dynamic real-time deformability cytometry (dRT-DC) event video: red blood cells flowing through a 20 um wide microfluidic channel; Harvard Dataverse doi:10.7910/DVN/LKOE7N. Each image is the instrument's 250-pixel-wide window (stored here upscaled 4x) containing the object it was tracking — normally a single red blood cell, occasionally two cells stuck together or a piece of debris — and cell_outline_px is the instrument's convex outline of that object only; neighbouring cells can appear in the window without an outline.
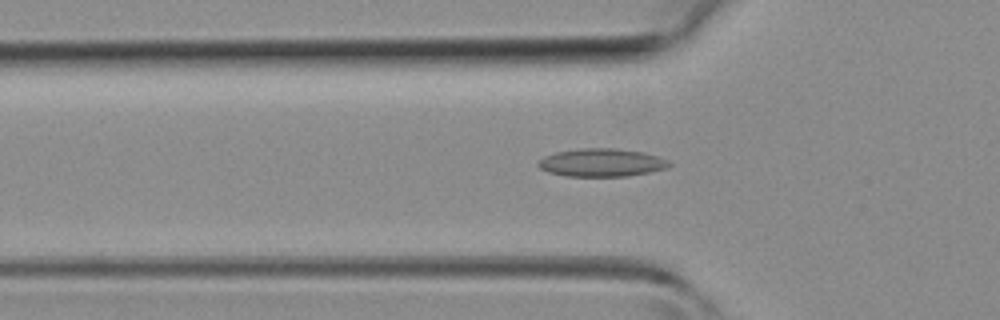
{"species": "common noctule bat (a hibernating species)", "species_latin": "Nyctalus noctula", "temperature_condition": "room temperature", "stored_images_in_passage": 35, "camera_frame_rate_fps": 3000, "um_per_image_px": 0.085, "animal": {"sex": "female", "body_mass_g": 19.3, "forearm_length_mm": 54.1}, "frame": {"image": 1, "passage_image": 13, "time_ms": 4.0, "image_size_px": [1000, 320], "cell_outline_px": [[672, 164], [664, 168], [648, 172], [628, 176], [568, 176], [548, 172], [540, 168], [536, 164], [544, 156], [556, 152], [580, 148], [616, 148], [644, 152], [668, 160]], "centroid_in_image_um": [51.11, 13.81], "position_along_channel_um": 74.7, "area_um2": 21.27}}
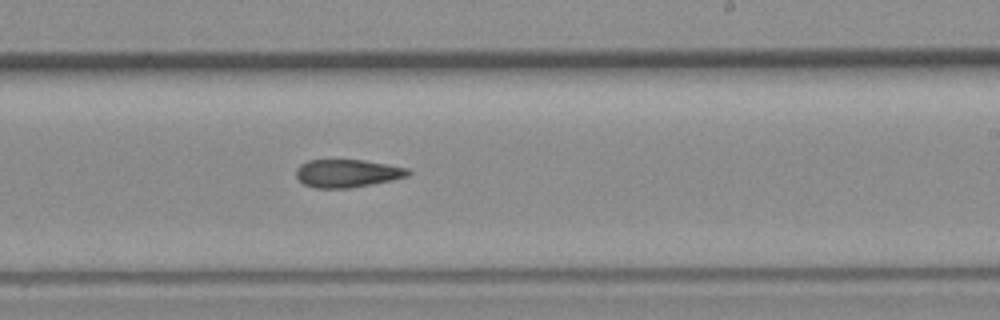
{"frame": {"image": 2, "passage_image": 25, "time_ms": 8.0, "image_size_px": [1000, 320], "cell_outline_px": [[412, 172], [408, 176], [372, 184], [348, 188], [312, 188], [304, 184], [296, 176], [296, 168], [300, 164], [308, 160], [364, 160], [388, 164], [408, 168]], "centroid_in_image_um": [29.51, 14.73], "position_along_channel_um": 259.5, "area_um2": 18.26}}
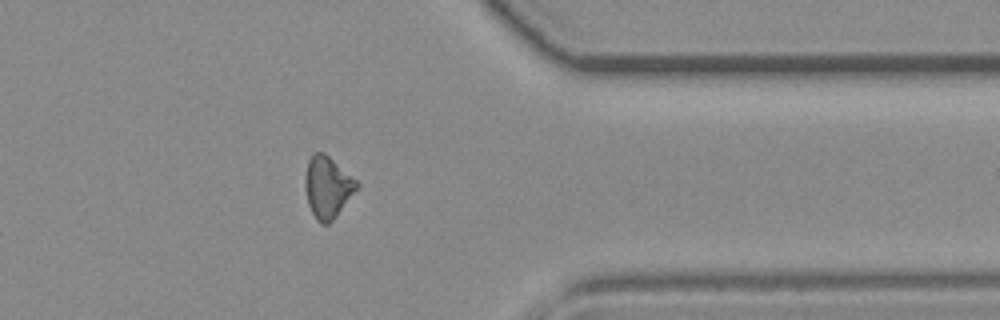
{"frame": {"image": 3, "passage_image": 34, "time_ms": 11.0, "image_size_px": [1000, 320], "cell_outline_px": [[360, 184], [336, 216], [328, 224], [320, 224], [316, 220], [308, 204], [304, 188], [304, 176], [308, 160], [312, 152], [324, 152], [356, 180]], "centroid_in_image_um": [27.8, 15.89], "position_along_channel_um": 383.6, "area_um2": 18.5}}